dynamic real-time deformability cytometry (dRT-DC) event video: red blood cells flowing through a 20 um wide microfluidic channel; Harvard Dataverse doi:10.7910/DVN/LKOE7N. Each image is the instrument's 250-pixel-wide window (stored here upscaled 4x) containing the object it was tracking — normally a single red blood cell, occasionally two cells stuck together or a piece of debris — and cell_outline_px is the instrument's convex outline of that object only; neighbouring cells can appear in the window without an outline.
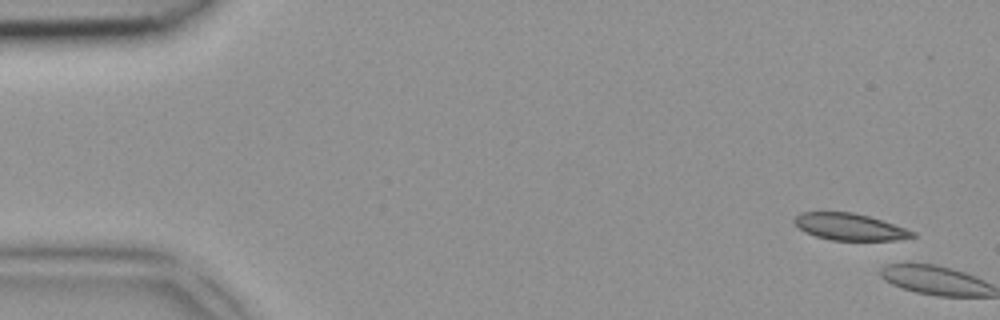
{"species": "common noctule bat (a hibernating species)", "species_latin": "Nyctalus noctula", "temperature_condition": "room temperature", "stored_images_in_passage": 2, "camera_frame_rate_fps": 3000, "um_per_image_px": 0.085, "animal": {"sex": "female", "body_mass_g": 18.4}, "frame": {"image": 1, "passage_image": 1, "time_ms": 0.0, "image_size_px": [1000, 320], "cell_outline_px": [[916, 236], [896, 240], [832, 240], [816, 236], [804, 232], [792, 220], [800, 212], [852, 212], [868, 216], [916, 232]], "centroid_in_image_um": [72.19, 19.28], "position_along_channel_um": 12.8, "area_um2": 18.21}}